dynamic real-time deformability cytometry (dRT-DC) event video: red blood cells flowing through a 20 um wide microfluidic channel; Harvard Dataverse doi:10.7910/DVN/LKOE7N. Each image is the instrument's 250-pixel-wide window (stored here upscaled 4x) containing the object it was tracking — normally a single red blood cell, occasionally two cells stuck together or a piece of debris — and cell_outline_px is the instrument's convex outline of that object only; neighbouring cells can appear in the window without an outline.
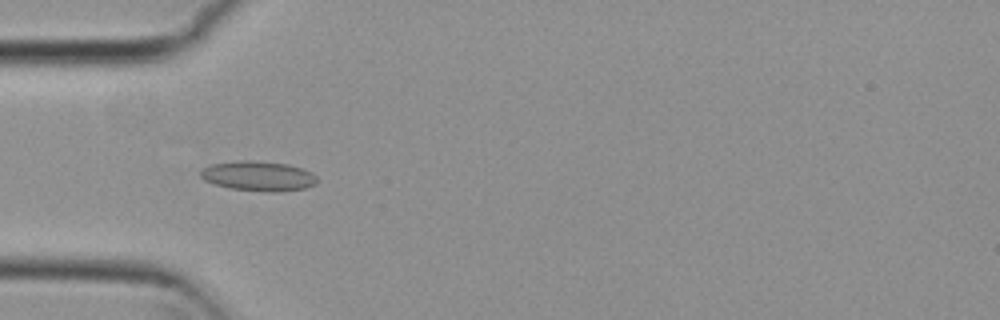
{"species": "common noctule bat (a hibernating species)", "species_latin": "Nyctalus noctula", "temperature_condition": "cold", "stored_images_in_passage": 5, "camera_frame_rate_fps": 3000, "um_per_image_px": 0.085, "animal": {"sex": "female", "body_mass_g": 29.2, "forearm_length_mm": 56.3}, "frame": {"image": 1, "passage_image": 4, "time_ms": 1.0, "image_size_px": [1000, 320], "cell_outline_px": [[320, 180], [316, 184], [304, 188], [276, 192], [272, 192], [228, 188], [212, 184], [204, 180], [200, 176], [200, 172], [204, 168], [212, 164], [240, 160], [252, 160], [288, 164], [312, 172]], "centroid_in_image_um": [21.97, 14.96], "position_along_channel_um": 63.0, "area_um2": 20.35}}
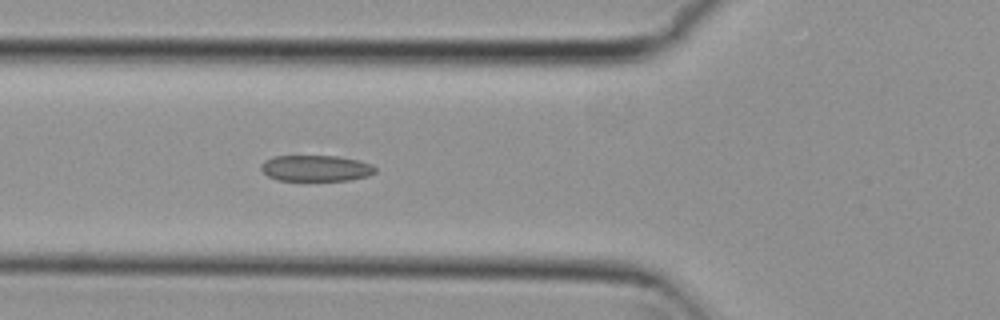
{"frame": {"image": 2, "passage_image": 5, "time_ms": 1.333, "image_size_px": [1000, 320], "cell_outline_px": [[376, 172], [368, 176], [348, 180], [276, 180], [268, 176], [260, 168], [260, 164], [264, 160], [272, 156], [336, 156], [360, 160], [372, 164], [376, 168]], "centroid_in_image_um": [26.84, 14.29], "position_along_channel_um": 99.0, "area_um2": 17.46}}